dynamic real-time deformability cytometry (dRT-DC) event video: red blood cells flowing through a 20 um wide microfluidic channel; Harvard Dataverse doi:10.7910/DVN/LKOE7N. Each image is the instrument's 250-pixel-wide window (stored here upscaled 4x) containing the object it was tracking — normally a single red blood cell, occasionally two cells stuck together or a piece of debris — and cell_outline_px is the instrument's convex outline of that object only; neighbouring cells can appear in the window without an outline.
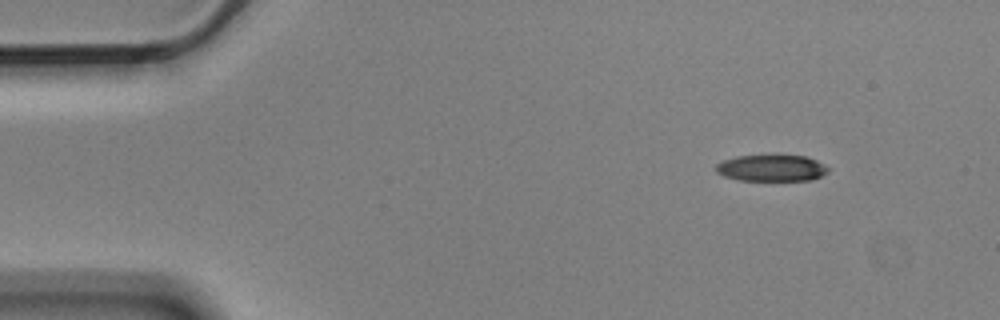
{"species": "Egyptian fruit bat (a non-hibernating species)", "species_latin": "Rousettus aegyptiacus", "temperature_condition": "cold", "stored_images_in_passage": 13, "camera_frame_rate_fps": 3000, "um_per_image_px": 0.085, "animal": {"sex": "male"}, "frame": {"image": 1, "passage_image": 1, "time_ms": 0.0, "image_size_px": [1000, 320], "cell_outline_px": [[828, 172], [812, 180], [740, 180], [724, 176], [716, 172], [716, 164], [724, 160], [736, 156], [804, 156], [816, 160], [824, 164], [828, 168]], "centroid_in_image_um": [65.58, 14.29], "position_along_channel_um": 19.4, "area_um2": 17.05}}
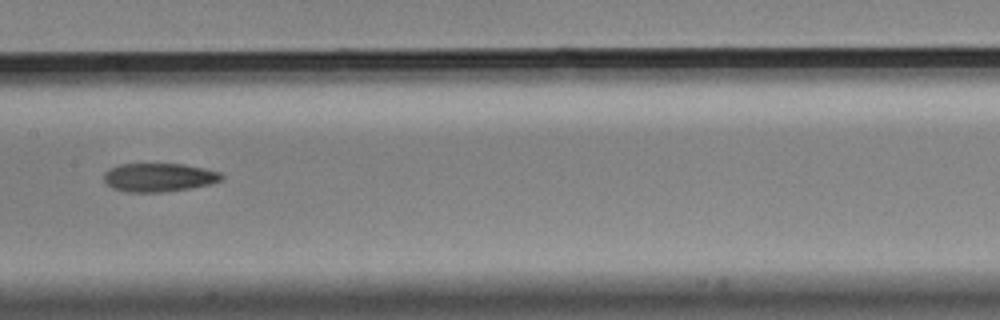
{"frame": {"image": 2, "passage_image": 6, "time_ms": 1.667, "image_size_px": [1000, 320], "cell_outline_px": [[224, 176], [220, 180], [212, 184], [192, 188], [160, 192], [128, 192], [112, 188], [104, 180], [104, 172], [120, 164], [184, 164], [204, 168], [220, 172]], "centroid_in_image_um": [13.53, 15.08], "position_along_channel_um": 193.9, "area_um2": 19.54}}
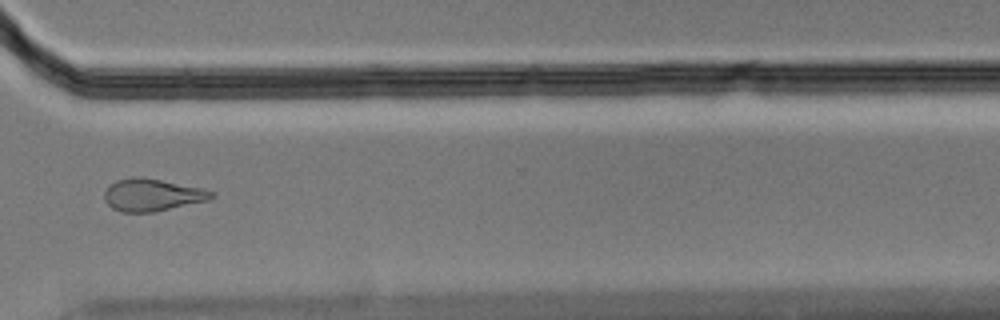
{"frame": {"image": 3, "passage_image": 10, "time_ms": 3.0, "image_size_px": [1000, 320], "cell_outline_px": [[216, 196], [208, 200], [152, 212], [120, 212], [112, 208], [104, 200], [104, 192], [108, 184], [116, 180], [132, 176], [144, 176], [204, 188], [212, 192]], "centroid_in_image_um": [12.9, 16.54], "position_along_channel_um": 357.7, "area_um2": 20.46}}